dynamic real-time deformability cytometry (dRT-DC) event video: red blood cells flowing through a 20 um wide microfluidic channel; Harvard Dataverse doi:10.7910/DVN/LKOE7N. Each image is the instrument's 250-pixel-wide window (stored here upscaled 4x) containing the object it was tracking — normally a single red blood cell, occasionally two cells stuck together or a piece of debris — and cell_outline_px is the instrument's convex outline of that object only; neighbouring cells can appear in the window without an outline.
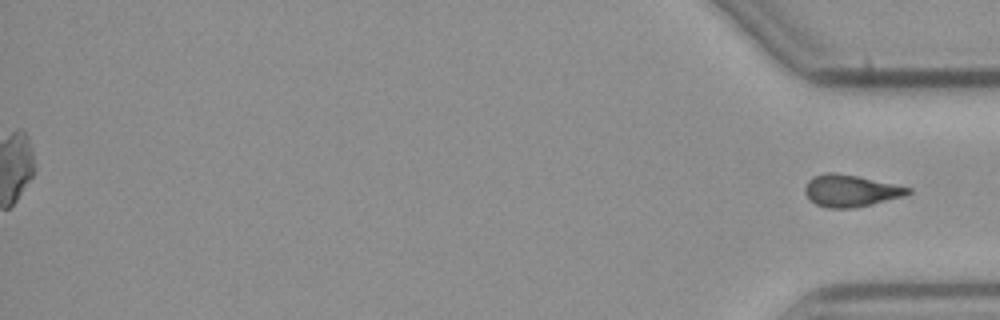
{"species": "common noctule bat (a hibernating species)", "species_latin": "Nyctalus noctula", "temperature_condition": "cold", "stored_images_in_passage": 52, "segment_of_instrument_passage": [2, 2], "camera_frame_rate_fps": 3000, "um_per_image_px": 0.085, "animal": {"sex": "male", "body_mass_g": 23.1, "forearm_length_mm": 52.7}, "frame": {"image": 1, "passage_image": 52, "time_ms": 17.0, "image_size_px": [1000, 320], "cell_outline_px": [[912, 192], [904, 196], [872, 204], [852, 208], [828, 208], [816, 204], [808, 200], [804, 192], [804, 188], [808, 180], [812, 176], [828, 172], [836, 172], [856, 176], [912, 188]], "centroid_in_image_um": [72.26, 16.21], "position_along_channel_um": 362.9, "area_um2": 19.19}}